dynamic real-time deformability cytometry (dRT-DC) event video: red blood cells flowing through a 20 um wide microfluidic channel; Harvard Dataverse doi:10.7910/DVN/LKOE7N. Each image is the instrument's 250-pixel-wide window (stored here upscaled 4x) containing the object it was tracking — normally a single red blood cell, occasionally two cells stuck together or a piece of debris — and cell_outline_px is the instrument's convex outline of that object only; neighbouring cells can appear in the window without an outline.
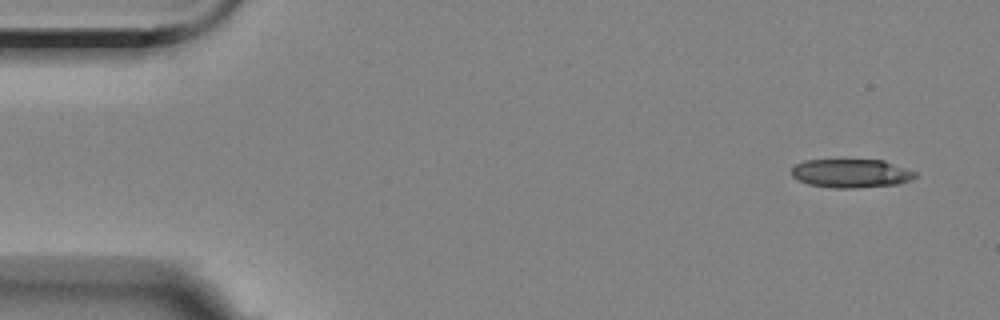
{"species": "Egyptian fruit bat (a non-hibernating species)", "species_latin": "Rousettus aegyptiacus", "temperature_condition": "room temperature", "stored_images_in_passage": 4, "camera_frame_rate_fps": 3000, "um_per_image_px": 0.085, "animal": {"sex": "female"}, "frame": {"image": 1, "passage_image": 1, "time_ms": 0.0, "image_size_px": [1000, 320], "cell_outline_px": [[916, 176], [908, 180], [896, 184], [856, 188], [836, 188], [808, 184], [792, 176], [792, 168], [796, 164], [804, 160], [884, 160], [916, 172]], "centroid_in_image_um": [72.32, 14.73], "position_along_channel_um": 12.7, "area_um2": 20.4}}
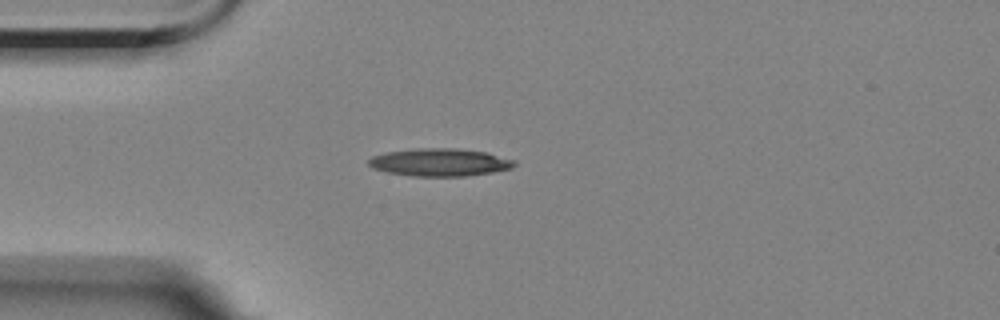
{"frame": {"image": 2, "passage_image": 4, "time_ms": 3.667, "image_size_px": [1000, 320], "cell_outline_px": [[516, 164], [512, 168], [492, 172], [464, 176], [412, 176], [388, 172], [372, 168], [368, 164], [368, 160], [372, 156], [388, 152], [416, 148], [456, 148], [488, 152], [516, 160]], "centroid_in_image_um": [37.41, 13.79], "position_along_channel_um": 47.6, "area_um2": 23.58}}